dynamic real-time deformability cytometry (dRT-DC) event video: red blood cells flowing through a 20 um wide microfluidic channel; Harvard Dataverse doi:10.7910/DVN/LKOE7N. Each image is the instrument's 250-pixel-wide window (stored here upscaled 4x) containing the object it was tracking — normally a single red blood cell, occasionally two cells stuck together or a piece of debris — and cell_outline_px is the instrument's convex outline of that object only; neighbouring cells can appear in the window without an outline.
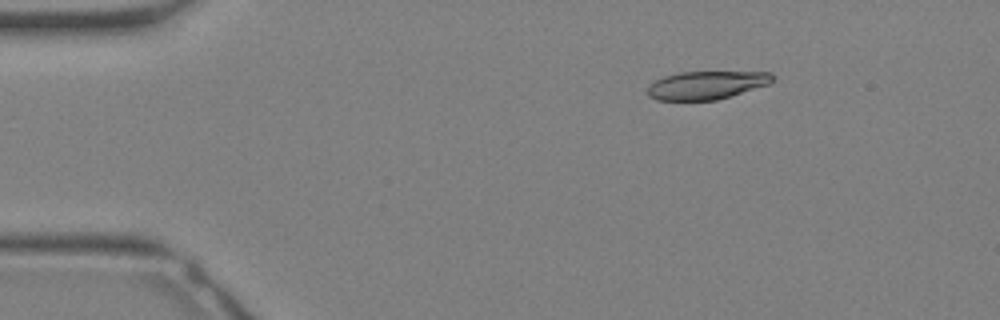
{"species": "Egyptian fruit bat (a non-hibernating species)", "species_latin": "Rousettus aegyptiacus", "temperature_condition": "warm", "stored_images_in_passage": 10, "camera_frame_rate_fps": 3000, "um_per_image_px": 0.085, "animal": {"sex": "female"}, "frame": {"image": 1, "passage_image": 1, "time_ms": 0.0, "image_size_px": [1000, 320], "cell_outline_px": [[776, 80], [768, 84], [716, 100], [656, 100], [648, 96], [648, 84], [664, 76], [680, 72], [772, 72]], "centroid_in_image_um": [60.04, 7.23], "position_along_channel_um": 25.0, "area_um2": 20.46}}
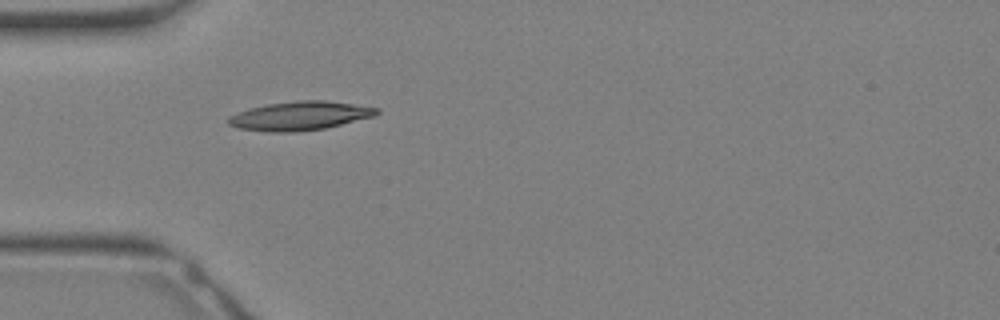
{"frame": {"image": 2, "passage_image": 6, "time_ms": 1.667, "image_size_px": [1000, 320], "cell_outline_px": [[380, 112], [376, 116], [324, 128], [292, 132], [268, 132], [240, 128], [228, 124], [228, 116], [252, 108], [268, 104], [300, 100], [324, 100], [380, 108]], "centroid_in_image_um": [25.53, 9.84], "position_along_channel_um": 59.5, "area_um2": 24.62}}
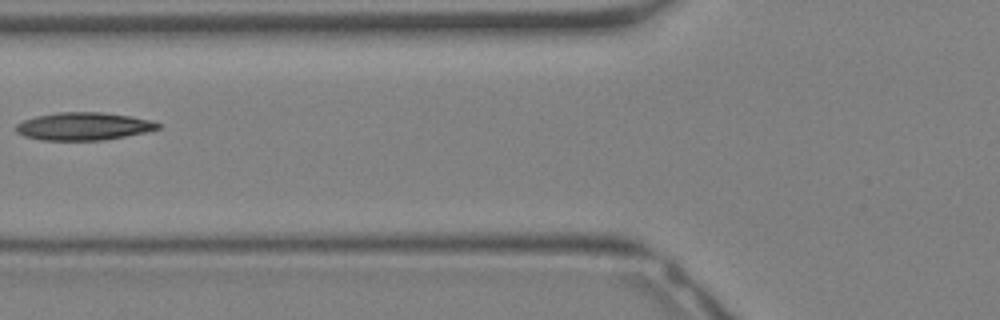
{"frame": {"image": 3, "passage_image": 9, "time_ms": 2.667, "image_size_px": [1000, 320], "cell_outline_px": [[160, 128], [144, 132], [104, 140], [40, 140], [24, 136], [16, 132], [16, 124], [24, 120], [36, 116], [60, 112], [100, 112], [128, 116], [152, 120], [160, 124]], "centroid_in_image_um": [7.07, 10.74], "position_along_channel_um": 118.7, "area_um2": 22.77}}